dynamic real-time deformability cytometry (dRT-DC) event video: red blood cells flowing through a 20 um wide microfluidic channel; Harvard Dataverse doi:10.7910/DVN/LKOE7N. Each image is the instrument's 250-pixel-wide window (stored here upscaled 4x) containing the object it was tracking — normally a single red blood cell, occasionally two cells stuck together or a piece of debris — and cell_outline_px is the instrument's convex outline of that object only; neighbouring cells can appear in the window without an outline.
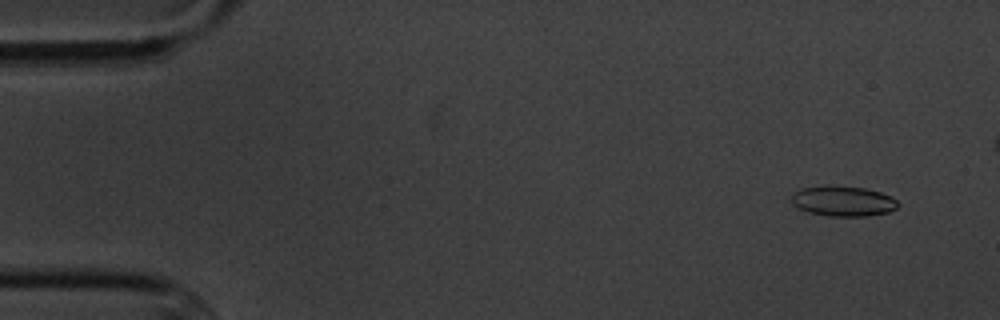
{"species": "common noctule bat (a hibernating species)", "species_latin": "Nyctalus noctula", "temperature_condition": "cold", "stored_images_in_passage": 49, "camera_frame_rate_fps": 3000, "um_per_image_px": 0.085, "animal": {"sex": "male", "body_mass_g": 20.1, "forearm_length_mm": 53.5}, "frame": {"image": 1, "passage_image": 1, "time_ms": 0.0, "image_size_px": [1000, 320], "cell_outline_px": [[900, 204], [896, 208], [888, 212], [868, 216], [832, 216], [808, 212], [792, 204], [792, 192], [800, 188], [824, 184], [828, 184], [864, 188], [880, 192], [892, 196]], "centroid_in_image_um": [71.64, 17.07], "position_along_channel_um": 13.4, "area_um2": 19.07}}
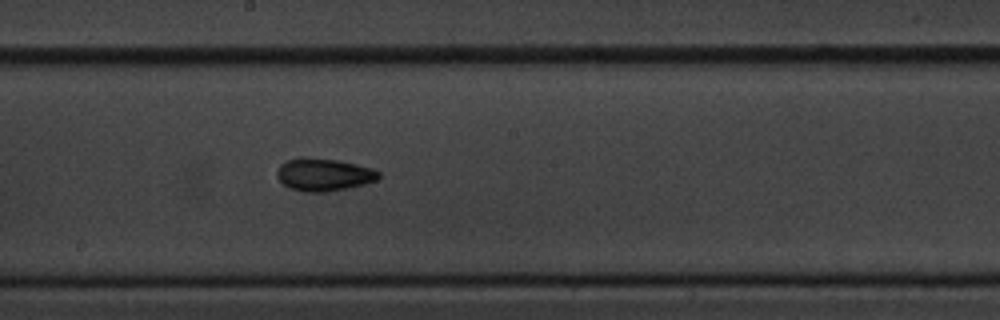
{"frame": {"image": 2, "passage_image": 28, "time_ms": 9.0, "image_size_px": [1000, 320], "cell_outline_px": [[380, 176], [376, 180], [364, 184], [324, 192], [304, 192], [288, 188], [276, 176], [276, 172], [280, 164], [288, 160], [300, 156], [304, 156], [340, 160], [372, 168], [380, 172]], "centroid_in_image_um": [27.48, 14.82], "position_along_channel_um": 220.7, "area_um2": 19.48}}
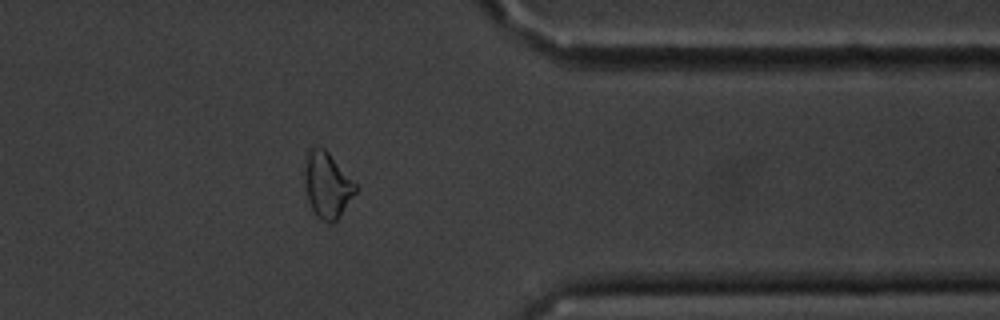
{"frame": {"image": 3, "passage_image": 43, "time_ms": 14.0, "image_size_px": [1000, 320], "cell_outline_px": [[356, 192], [340, 216], [332, 224], [328, 224], [320, 220], [316, 216], [308, 200], [304, 184], [304, 168], [308, 152], [312, 148], [324, 148], [328, 152], [356, 184]], "centroid_in_image_um": [27.79, 15.78], "position_along_channel_um": 383.6, "area_um2": 19.36}}